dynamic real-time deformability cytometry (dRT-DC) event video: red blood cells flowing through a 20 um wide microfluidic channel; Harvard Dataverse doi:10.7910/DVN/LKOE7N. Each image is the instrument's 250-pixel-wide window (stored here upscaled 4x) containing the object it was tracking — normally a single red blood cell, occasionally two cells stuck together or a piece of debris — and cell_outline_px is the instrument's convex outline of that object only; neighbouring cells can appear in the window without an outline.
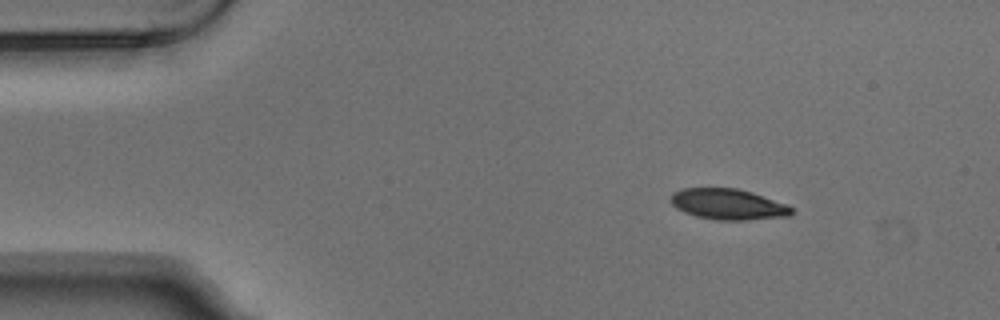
{"species": "Egyptian fruit bat (a non-hibernating species)", "species_latin": "Rousettus aegyptiacus", "temperature_condition": "warm", "stored_images_in_passage": 4, "camera_frame_rate_fps": 3000, "um_per_image_px": 0.085, "animal": {"sex": "male"}, "frame": {"image": 1, "passage_image": 1, "time_ms": 0.0, "image_size_px": [1000, 320], "cell_outline_px": [[792, 216], [748, 220], [720, 220], [696, 216], [684, 212], [676, 208], [668, 200], [672, 192], [680, 188], [736, 188], [752, 192], [788, 204], [792, 208]], "centroid_in_image_um": [61.88, 17.35], "position_along_channel_um": 23.1, "area_um2": 21.96}}
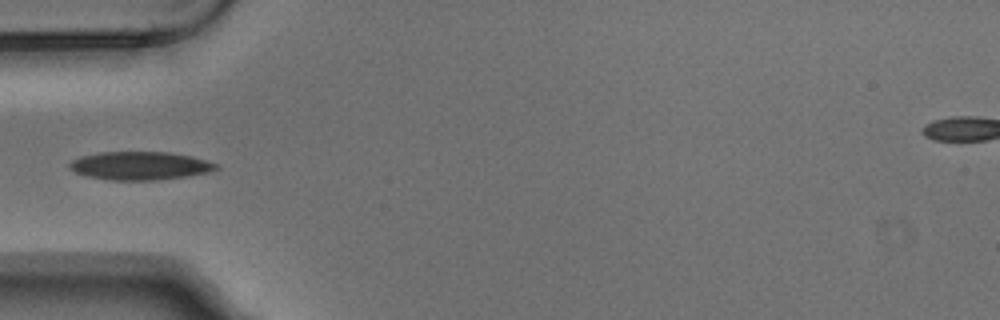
{"frame": {"image": 2, "passage_image": 4, "time_ms": 1.0, "image_size_px": [1000, 320], "cell_outline_px": [[220, 168], [208, 172], [188, 176], [156, 180], [108, 180], [88, 176], [76, 172], [68, 168], [68, 164], [72, 160], [80, 156], [100, 152], [168, 152], [192, 156], [220, 164]], "centroid_in_image_um": [11.92, 14.08], "position_along_channel_um": 73.1, "area_um2": 24.28}}